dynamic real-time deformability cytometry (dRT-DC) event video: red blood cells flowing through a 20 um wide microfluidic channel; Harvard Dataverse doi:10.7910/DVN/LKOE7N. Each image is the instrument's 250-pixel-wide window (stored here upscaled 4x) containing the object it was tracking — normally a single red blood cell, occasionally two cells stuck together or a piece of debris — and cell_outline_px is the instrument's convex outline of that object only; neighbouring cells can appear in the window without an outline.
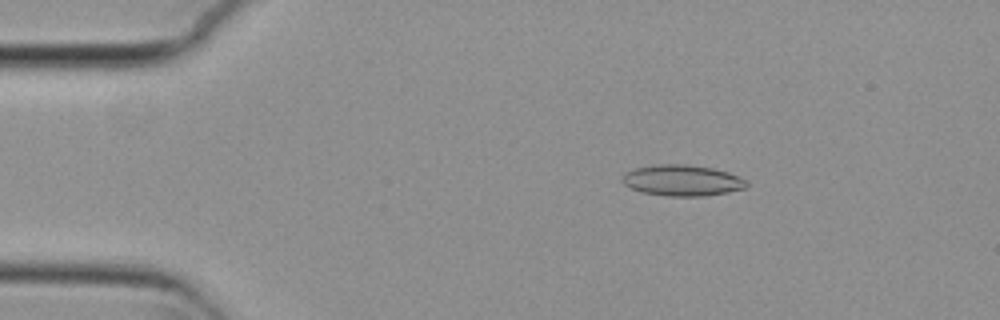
{"species": "common noctule bat (a hibernating species)", "species_latin": "Nyctalus noctula", "temperature_condition": "cold", "stored_images_in_passage": 38, "camera_frame_rate_fps": 3000, "um_per_image_px": 0.085, "animal": {"sex": "female", "body_mass_g": 29.2, "forearm_length_mm": 56.3}, "frame": {"image": 1, "passage_image": 8, "time_ms": 2.333, "image_size_px": [1000, 320], "cell_outline_px": [[748, 184], [744, 188], [728, 192], [704, 196], [668, 196], [640, 192], [624, 184], [620, 180], [624, 172], [636, 168], [656, 164], [684, 164], [712, 168], [728, 172], [744, 180]], "centroid_in_image_um": [57.93, 15.33], "position_along_channel_um": 27.1, "area_um2": 22.37}}
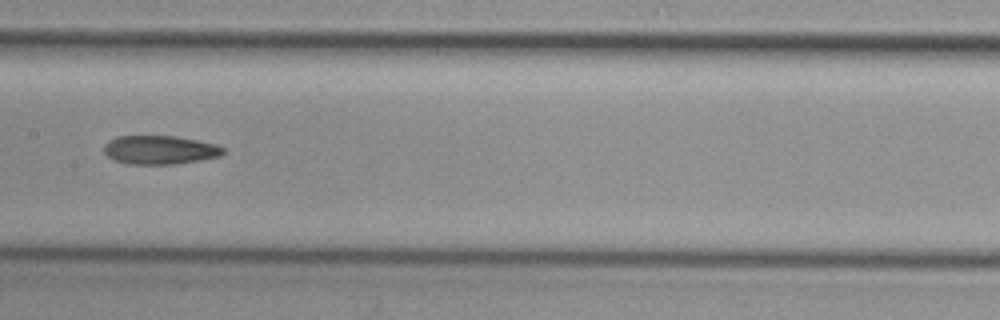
{"frame": {"image": 2, "passage_image": 26, "time_ms": 8.333, "image_size_px": [1000, 320], "cell_outline_px": [[224, 152], [220, 156], [200, 160], [172, 164], [128, 164], [112, 160], [104, 152], [104, 144], [108, 140], [116, 136], [176, 136], [216, 144], [224, 148]], "centroid_in_image_um": [13.55, 12.74], "position_along_channel_um": 193.9, "area_um2": 20.0}}
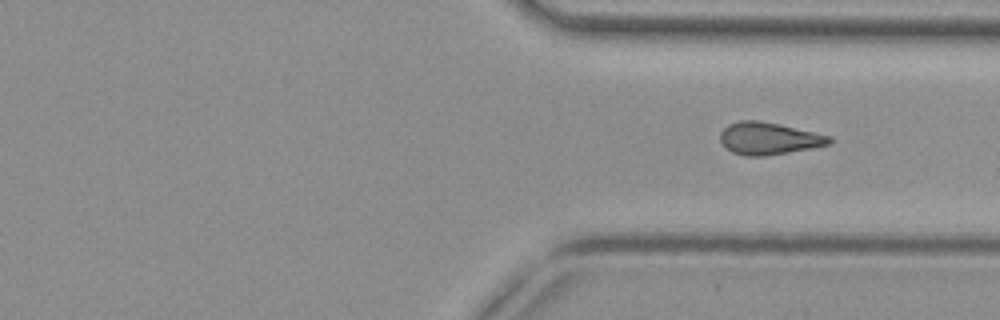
{"frame": {"image": 3, "passage_image": 38, "time_ms": 12.333, "image_size_px": [1000, 320], "cell_outline_px": [[832, 144], [812, 148], [764, 156], [744, 156], [732, 152], [724, 148], [720, 140], [720, 132], [728, 124], [740, 120], [760, 120], [780, 124], [832, 136]], "centroid_in_image_um": [65.34, 11.76], "position_along_channel_um": 346.1, "area_um2": 20.75}}